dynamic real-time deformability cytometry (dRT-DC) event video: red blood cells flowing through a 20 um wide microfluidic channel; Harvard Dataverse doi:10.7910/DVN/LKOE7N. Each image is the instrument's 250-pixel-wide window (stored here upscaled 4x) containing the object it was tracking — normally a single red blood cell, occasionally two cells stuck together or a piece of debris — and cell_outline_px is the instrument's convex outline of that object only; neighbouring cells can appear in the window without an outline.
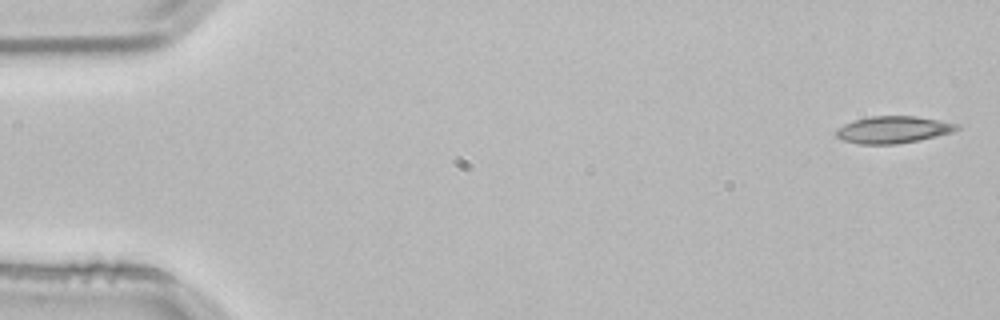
{"species": "common noctule bat (a hibernating species)", "species_latin": "Nyctalus noctula", "temperature_condition": "room temperature", "stored_images_in_passage": 4, "camera_frame_rate_fps": 3000, "um_per_image_px": 0.085, "animal": {"sex": "male", "body_mass_g": 21.5, "forearm_length_mm": 52.0}, "frame": {"image": 1, "passage_image": 1, "time_ms": 0.0, "image_size_px": [1000, 320], "cell_outline_px": [[960, 128], [952, 132], [920, 140], [896, 144], [860, 144], [844, 140], [836, 136], [836, 128], [844, 124], [856, 120], [872, 116], [916, 116], [940, 120], [960, 124]], "centroid_in_image_um": [75.94, 11.02], "position_along_channel_um": 9.1, "area_um2": 18.96}}
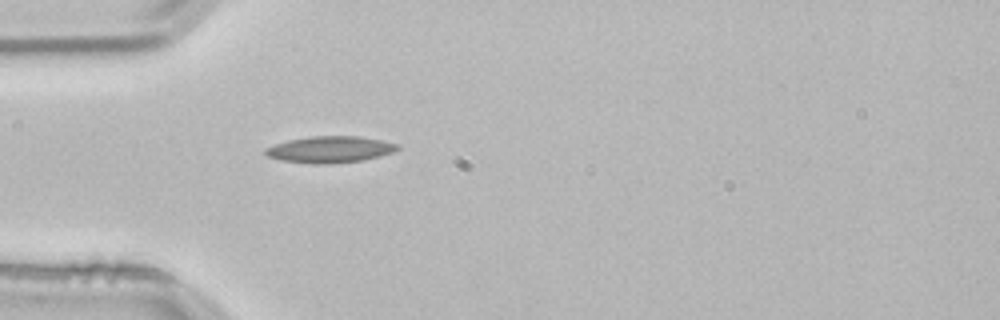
{"frame": {"image": 2, "passage_image": 4, "time_ms": 1.0, "image_size_px": [1000, 320], "cell_outline_px": [[400, 148], [392, 152], [380, 156], [364, 160], [332, 164], [312, 164], [280, 160], [268, 156], [264, 152], [264, 148], [288, 140], [312, 136], [360, 136], [400, 144]], "centroid_in_image_um": [28.06, 12.71], "position_along_channel_um": 56.9, "area_um2": 20.52}}